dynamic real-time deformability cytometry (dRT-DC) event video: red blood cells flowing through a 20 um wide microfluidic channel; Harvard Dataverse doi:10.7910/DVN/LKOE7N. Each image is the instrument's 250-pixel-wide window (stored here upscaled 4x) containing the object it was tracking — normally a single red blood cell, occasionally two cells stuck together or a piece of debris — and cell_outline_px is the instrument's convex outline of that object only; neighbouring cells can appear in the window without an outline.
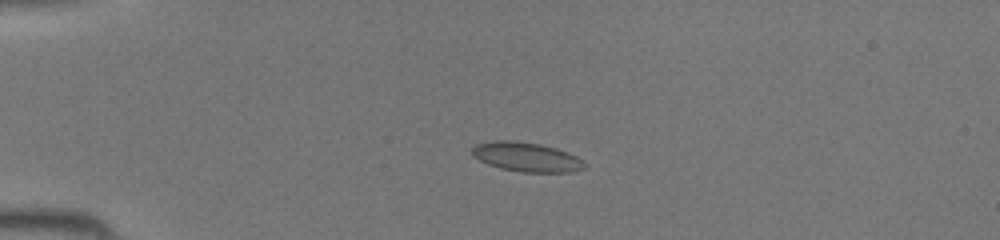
{"species": "common noctule bat (a hibernating species)", "species_latin": "Nyctalus noctula", "temperature_condition": "room temperature", "stored_images_in_passage": 39, "camera_frame_rate_fps": 3000, "um_per_image_px": 0.085, "animal": {"sex": "female", "body_mass_g": 19.5, "forearm_length_mm": 54.1}, "frame": {"image": 1, "passage_image": 11, "time_ms": 3.333, "image_size_px": [1000, 240], "cell_outline_px": [[588, 168], [572, 172], [524, 172], [500, 168], [488, 164], [472, 156], [472, 148], [476, 144], [496, 140], [516, 140], [540, 144], [556, 148], [568, 152], [576, 156], [588, 164]], "centroid_in_image_um": [44.79, 13.34], "position_along_channel_um": 40.2, "area_um2": 19.42}}
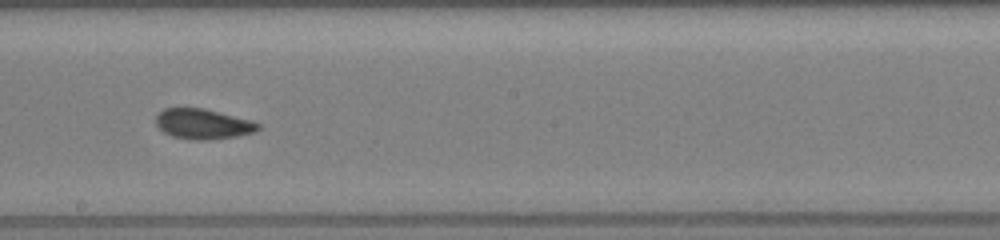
{"frame": {"image": 2, "passage_image": 26, "time_ms": 8.333, "image_size_px": [1000, 240], "cell_outline_px": [[260, 128], [256, 132], [236, 136], [208, 140], [196, 140], [172, 136], [164, 132], [156, 124], [156, 116], [164, 108], [204, 108], [252, 120], [260, 124]], "centroid_in_image_um": [17.28, 10.53], "position_along_channel_um": 230.9, "area_um2": 17.98}}
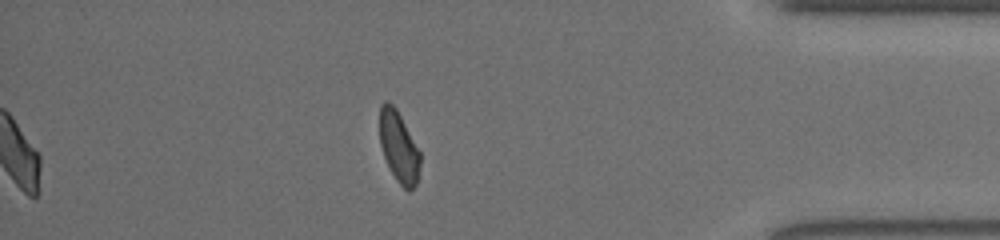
{"frame": {"image": 3, "passage_image": 39, "time_ms": 12.667, "image_size_px": [1000, 240], "cell_outline_px": [[420, 164], [416, 184], [408, 192], [396, 180], [384, 156], [380, 144], [380, 104], [384, 100], [388, 100], [396, 108], [420, 152]], "centroid_in_image_um": [33.89, 12.46], "position_along_channel_um": 401.3, "area_um2": 16.53}}